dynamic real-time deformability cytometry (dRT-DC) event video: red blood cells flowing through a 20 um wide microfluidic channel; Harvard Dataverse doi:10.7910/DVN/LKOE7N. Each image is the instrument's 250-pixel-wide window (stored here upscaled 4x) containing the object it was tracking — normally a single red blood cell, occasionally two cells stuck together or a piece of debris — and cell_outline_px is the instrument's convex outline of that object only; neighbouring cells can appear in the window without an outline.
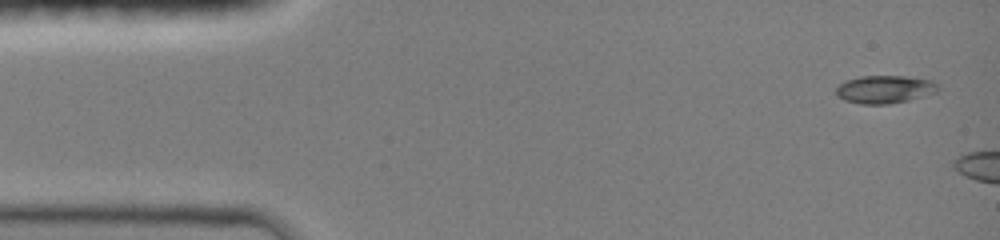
{"species": "common noctule bat (a hibernating species)", "species_latin": "Nyctalus noctula", "temperature_condition": "room temperature", "stored_images_in_passage": 3, "camera_frame_rate_fps": 3000, "um_per_image_px": 0.085, "animal": {"sex": "female", "body_mass_g": 19.0, "forearm_length_mm": 51.5}, "frame": {"image": 1, "passage_image": 1, "time_ms": 0.0, "image_size_px": [1000, 240], "cell_outline_px": [[940, 88], [936, 92], [924, 96], [908, 100], [888, 104], [860, 104], [844, 100], [836, 96], [836, 88], [844, 80], [860, 76], [904, 76], [932, 80]], "centroid_in_image_um": [75.17, 7.59], "position_along_channel_um": 9.8, "area_um2": 16.65}}